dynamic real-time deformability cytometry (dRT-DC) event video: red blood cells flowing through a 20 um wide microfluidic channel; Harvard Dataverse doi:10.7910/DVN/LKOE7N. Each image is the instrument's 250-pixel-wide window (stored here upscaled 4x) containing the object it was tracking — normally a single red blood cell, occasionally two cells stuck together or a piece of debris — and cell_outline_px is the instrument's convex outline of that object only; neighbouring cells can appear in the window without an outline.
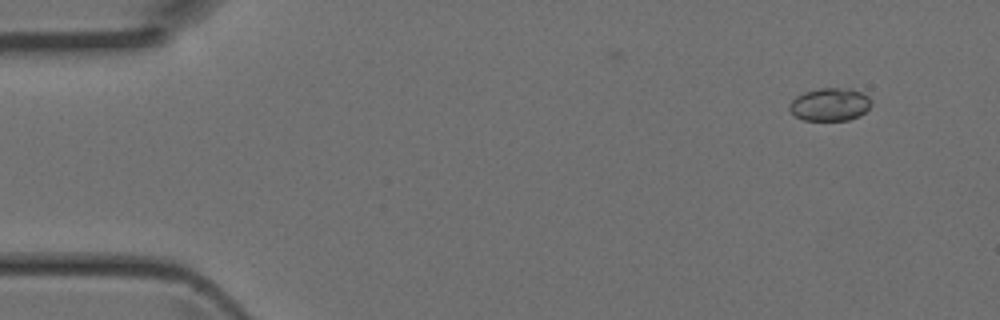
{"species": "Egyptian fruit bat (a non-hibernating species)", "species_latin": "Rousettus aegyptiacus", "temperature_condition": "room temperature", "stored_images_in_passage": 2, "camera_frame_rate_fps": 3000, "um_per_image_px": 0.085, "animal": {"sex": "female"}, "frame": {"image": 1, "passage_image": 2, "time_ms": 0.333, "image_size_px": [1000, 320], "cell_outline_px": [[872, 104], [860, 116], [848, 120], [804, 120], [796, 116], [788, 108], [788, 104], [796, 96], [804, 92], [820, 88], [852, 88], [868, 96]], "centroid_in_image_um": [70.54, 8.87], "position_along_channel_um": 14.5, "area_um2": 15.72}}